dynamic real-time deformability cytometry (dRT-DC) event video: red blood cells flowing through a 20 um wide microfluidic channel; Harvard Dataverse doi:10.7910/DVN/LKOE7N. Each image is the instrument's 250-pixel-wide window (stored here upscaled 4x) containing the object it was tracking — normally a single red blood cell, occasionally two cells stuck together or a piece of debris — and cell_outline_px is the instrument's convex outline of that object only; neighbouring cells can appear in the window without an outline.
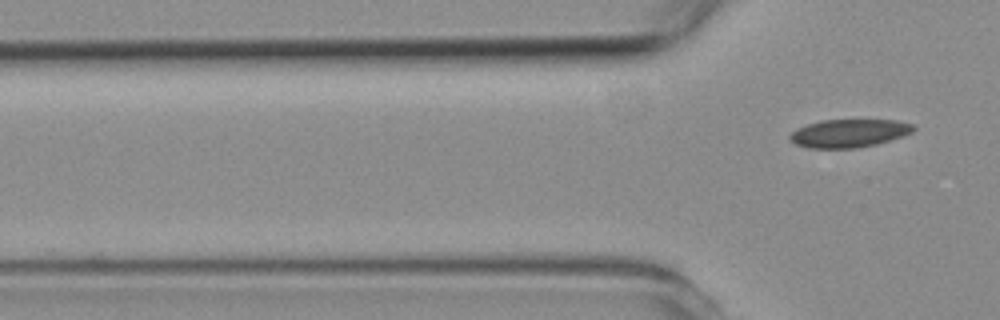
{"species": "common noctule bat (a hibernating species)", "species_latin": "Nyctalus noctula", "temperature_condition": "room temperature", "stored_images_in_passage": 2, "camera_frame_rate_fps": 3000, "um_per_image_px": 0.085, "animal": {"sex": "female", "body_mass_g": 19.3, "forearm_length_mm": 54.1}, "frame": {"image": 1, "passage_image": 2, "time_ms": 2.0, "image_size_px": [1000, 320], "cell_outline_px": [[916, 128], [912, 132], [876, 144], [856, 148], [808, 148], [796, 144], [788, 136], [796, 128], [808, 124], [824, 120], [896, 120], [912, 124]], "centroid_in_image_um": [72.14, 11.32], "position_along_channel_um": 53.7, "area_um2": 20.0}}